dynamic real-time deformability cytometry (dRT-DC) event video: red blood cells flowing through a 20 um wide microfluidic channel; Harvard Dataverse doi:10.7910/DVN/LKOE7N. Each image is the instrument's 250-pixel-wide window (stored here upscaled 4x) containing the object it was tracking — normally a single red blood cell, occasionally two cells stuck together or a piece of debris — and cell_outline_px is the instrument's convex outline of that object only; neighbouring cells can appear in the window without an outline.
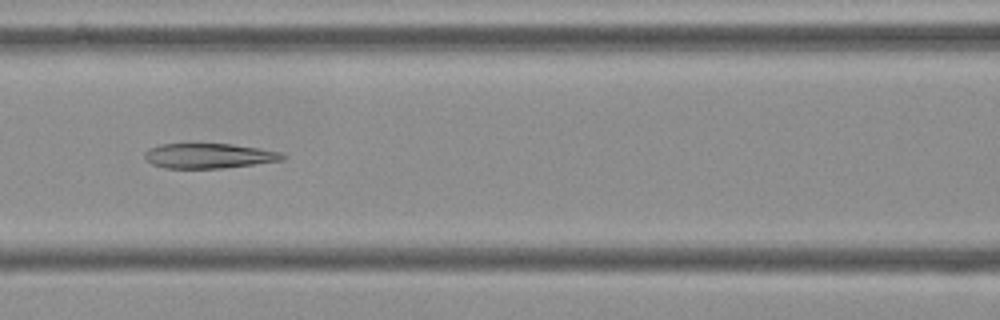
{"species": "Egyptian fruit bat (a non-hibernating species)", "species_latin": "Rousettus aegyptiacus", "temperature_condition": "cold", "stored_images_in_passage": 10, "camera_frame_rate_fps": 3000, "um_per_image_px": 0.085, "frame": {"image": 1, "passage_image": 6, "time_ms": 1.667, "image_size_px": [1000, 320], "cell_outline_px": [[288, 156], [284, 160], [224, 168], [164, 168], [152, 164], [144, 156], [144, 152], [148, 148], [160, 144], [232, 144], [284, 152]], "centroid_in_image_um": [17.79, 13.24], "position_along_channel_um": 148.8, "area_um2": 20.17}}
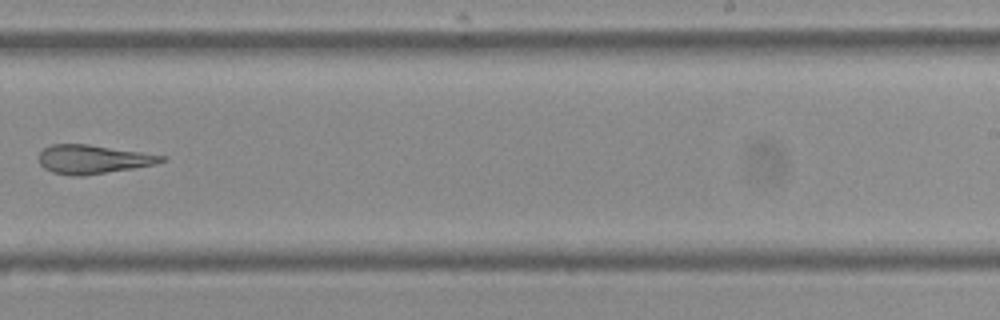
{"frame": {"image": 2, "passage_image": 9, "time_ms": 2.667, "image_size_px": [1000, 320], "cell_outline_px": [[164, 160], [156, 164], [84, 176], [76, 176], [52, 172], [44, 168], [40, 164], [40, 152], [44, 148], [52, 144], [88, 144], [140, 152], [164, 156]], "centroid_in_image_um": [7.86, 13.54], "position_along_channel_um": 281.1, "area_um2": 20.23}}
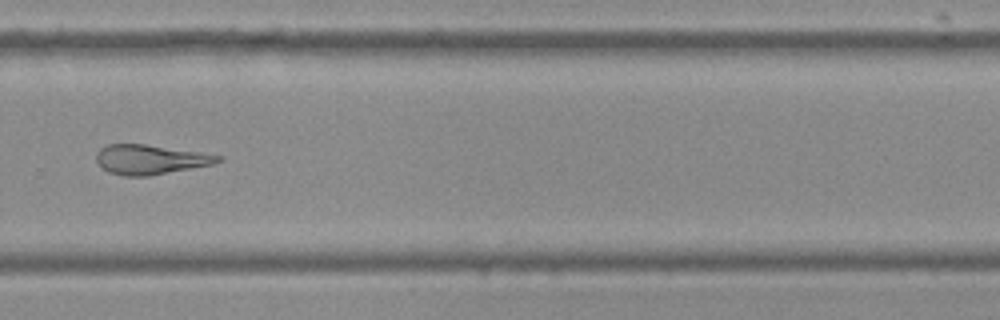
{"frame": {"image": 3, "passage_image": 10, "time_ms": 3.0, "image_size_px": [1000, 320], "cell_outline_px": [[224, 160], [212, 164], [192, 168], [148, 176], [124, 176], [108, 172], [96, 160], [96, 152], [100, 148], [108, 144], [144, 144], [224, 156]], "centroid_in_image_um": [12.77, 13.56], "position_along_channel_um": 317.0, "area_um2": 20.81}}